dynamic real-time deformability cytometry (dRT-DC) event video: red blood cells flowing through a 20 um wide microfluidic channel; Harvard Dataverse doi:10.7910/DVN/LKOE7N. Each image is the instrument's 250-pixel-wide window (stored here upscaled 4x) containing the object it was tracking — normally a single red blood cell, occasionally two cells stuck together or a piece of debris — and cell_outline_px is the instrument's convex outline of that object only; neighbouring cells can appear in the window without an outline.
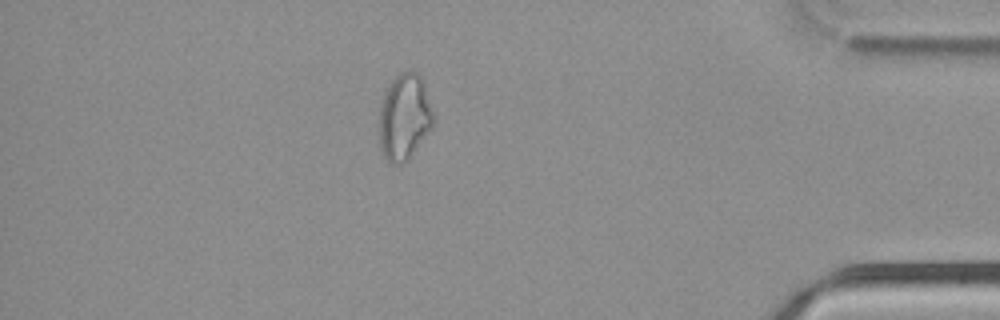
{"species": "common noctule bat (a hibernating species)", "species_latin": "Nyctalus noctula", "temperature_condition": "cold", "stored_images_in_passage": 32, "camera_frame_rate_fps": 3000, "um_per_image_px": 0.085, "animal": {"sex": "male", "body_mass_g": 21.5, "forearm_length_mm": 52.0}, "frame": {"image": 1, "passage_image": 28, "time_ms": 9.0, "image_size_px": [1000, 320], "cell_outline_px": [[432, 128], [408, 160], [404, 164], [388, 164], [380, 148], [380, 104], [384, 92], [392, 80], [400, 72], [408, 68], [412, 68], [420, 76], [424, 84], [432, 112]], "centroid_in_image_um": [34.35, 9.95], "position_along_channel_um": 400.8, "area_um2": 27.28}}